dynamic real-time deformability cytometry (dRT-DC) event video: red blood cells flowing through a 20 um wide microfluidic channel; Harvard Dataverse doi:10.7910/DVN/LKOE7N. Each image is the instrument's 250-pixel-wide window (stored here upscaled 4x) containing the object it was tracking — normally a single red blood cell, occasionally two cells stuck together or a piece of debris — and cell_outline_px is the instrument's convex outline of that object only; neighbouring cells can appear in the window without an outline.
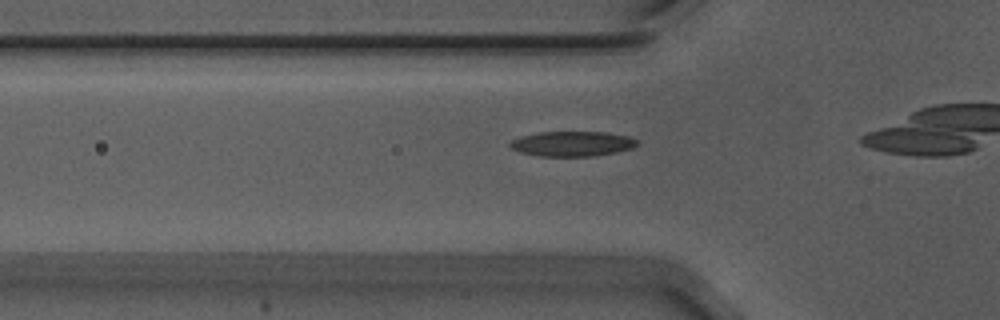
{"species": "Egyptian fruit bat (a non-hibernating species)", "species_latin": "Rousettus aegyptiacus", "temperature_condition": "warm", "stored_images_in_passage": 10, "camera_frame_rate_fps": 3000, "um_per_image_px": 0.085, "animal": {"sex": "male"}, "frame": {"image": 1, "passage_image": 4, "time_ms": 1.0, "image_size_px": [1000, 320], "cell_outline_px": [[640, 144], [632, 148], [616, 152], [592, 156], [540, 156], [520, 152], [512, 148], [508, 144], [512, 140], [520, 136], [540, 132], [604, 132], [628, 136], [640, 140]], "centroid_in_image_um": [48.67, 12.21], "position_along_channel_um": 77.1, "area_um2": 18.55}}
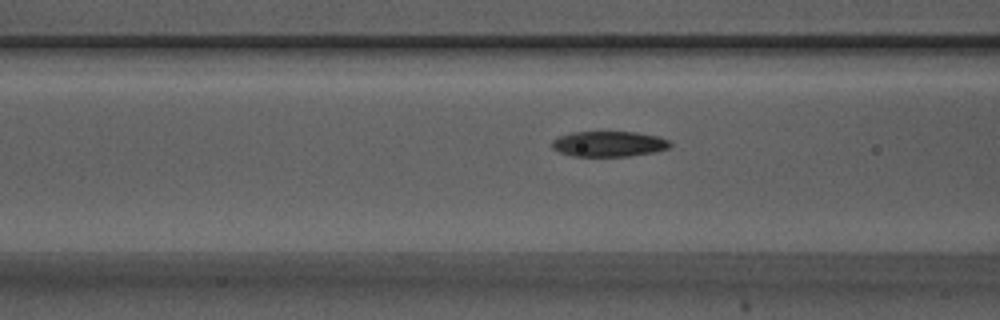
{"frame": {"image": 2, "passage_image": 7, "time_ms": 2.0, "image_size_px": [1000, 320], "cell_outline_px": [[672, 144], [668, 148], [652, 152], [628, 156], [572, 156], [560, 152], [552, 148], [552, 140], [560, 136], [572, 132], [636, 132], [656, 136], [668, 140]], "centroid_in_image_um": [51.73, 12.23], "position_along_channel_um": 114.9, "area_um2": 17.34}}